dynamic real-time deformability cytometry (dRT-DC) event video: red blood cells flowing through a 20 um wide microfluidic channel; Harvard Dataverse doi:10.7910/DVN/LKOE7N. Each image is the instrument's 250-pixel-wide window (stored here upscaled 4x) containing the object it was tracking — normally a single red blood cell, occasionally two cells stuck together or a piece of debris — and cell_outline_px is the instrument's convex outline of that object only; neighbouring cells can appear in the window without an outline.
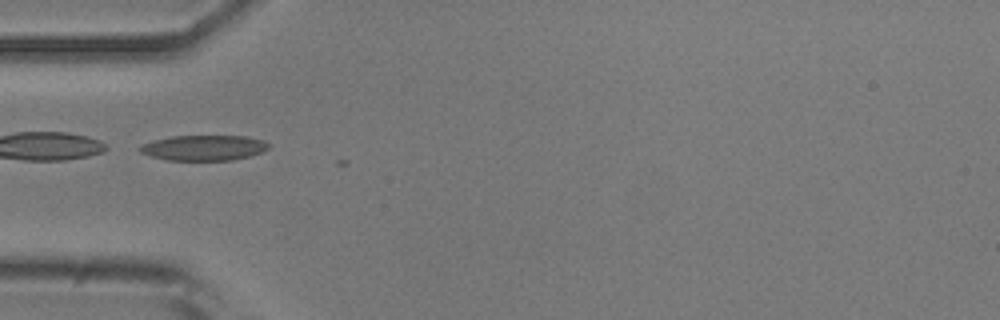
{"species": "common noctule bat (a hibernating species)", "species_latin": "Nyctalus noctula", "temperature_condition": "room temperature", "stored_images_in_passage": 3, "camera_frame_rate_fps": 3000, "um_per_image_px": 0.085, "animal": {"sex": "male", "body_mass_g": 20.5, "forearm_length_mm": 52.5}, "frame": {"image": 1, "passage_image": 1, "time_ms": 0.0, "image_size_px": [1000, 320], "cell_outline_px": [[272, 144], [268, 148], [260, 152], [248, 156], [232, 160], [164, 160], [140, 152], [136, 148], [140, 144], [152, 140], [172, 136], [244, 136], [264, 140]], "centroid_in_image_um": [17.28, 12.55], "position_along_channel_um": 67.7, "area_um2": 19.13}}